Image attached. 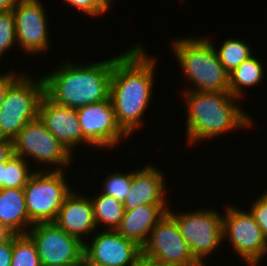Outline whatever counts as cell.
Here are the masks:
<instances>
[{
	"instance_id": "6da1fadb",
	"label": "cell",
	"mask_w": 267,
	"mask_h": 266,
	"mask_svg": "<svg viewBox=\"0 0 267 266\" xmlns=\"http://www.w3.org/2000/svg\"><path fill=\"white\" fill-rule=\"evenodd\" d=\"M114 56L110 99L121 129L130 137L143 125V115L153 97L156 58L146 53L143 43Z\"/></svg>"
},
{
	"instance_id": "30bf717a",
	"label": "cell",
	"mask_w": 267,
	"mask_h": 266,
	"mask_svg": "<svg viewBox=\"0 0 267 266\" xmlns=\"http://www.w3.org/2000/svg\"><path fill=\"white\" fill-rule=\"evenodd\" d=\"M142 257L159 266H201L168 213L151 230L142 246Z\"/></svg>"
},
{
	"instance_id": "2e32d148",
	"label": "cell",
	"mask_w": 267,
	"mask_h": 266,
	"mask_svg": "<svg viewBox=\"0 0 267 266\" xmlns=\"http://www.w3.org/2000/svg\"><path fill=\"white\" fill-rule=\"evenodd\" d=\"M166 178L161 169L152 164L132 171L131 186L123 202L124 210H134L144 205H168Z\"/></svg>"
},
{
	"instance_id": "83f0119b",
	"label": "cell",
	"mask_w": 267,
	"mask_h": 266,
	"mask_svg": "<svg viewBox=\"0 0 267 266\" xmlns=\"http://www.w3.org/2000/svg\"><path fill=\"white\" fill-rule=\"evenodd\" d=\"M249 206L248 210L267 238V192L265 191L260 197H257Z\"/></svg>"
},
{
	"instance_id": "f546056e",
	"label": "cell",
	"mask_w": 267,
	"mask_h": 266,
	"mask_svg": "<svg viewBox=\"0 0 267 266\" xmlns=\"http://www.w3.org/2000/svg\"><path fill=\"white\" fill-rule=\"evenodd\" d=\"M21 75V73L15 71H8V73H1L0 74V107L3 104L5 94L9 88V86Z\"/></svg>"
},
{
	"instance_id": "d590c367",
	"label": "cell",
	"mask_w": 267,
	"mask_h": 266,
	"mask_svg": "<svg viewBox=\"0 0 267 266\" xmlns=\"http://www.w3.org/2000/svg\"><path fill=\"white\" fill-rule=\"evenodd\" d=\"M103 1L110 7V6H113L111 3H114V1L116 0H103Z\"/></svg>"
},
{
	"instance_id": "8992f818",
	"label": "cell",
	"mask_w": 267,
	"mask_h": 266,
	"mask_svg": "<svg viewBox=\"0 0 267 266\" xmlns=\"http://www.w3.org/2000/svg\"><path fill=\"white\" fill-rule=\"evenodd\" d=\"M167 213L176 221L194 259L201 266H208L204 262L207 256L217 251L221 243L225 242L222 226L223 214L214 208L175 213L171 207Z\"/></svg>"
},
{
	"instance_id": "4316f807",
	"label": "cell",
	"mask_w": 267,
	"mask_h": 266,
	"mask_svg": "<svg viewBox=\"0 0 267 266\" xmlns=\"http://www.w3.org/2000/svg\"><path fill=\"white\" fill-rule=\"evenodd\" d=\"M63 2L93 18L104 15L111 8L103 0H63Z\"/></svg>"
},
{
	"instance_id": "4fadbf2b",
	"label": "cell",
	"mask_w": 267,
	"mask_h": 266,
	"mask_svg": "<svg viewBox=\"0 0 267 266\" xmlns=\"http://www.w3.org/2000/svg\"><path fill=\"white\" fill-rule=\"evenodd\" d=\"M77 116L83 136L93 148L114 149L129 137L117 123L110 98L77 108Z\"/></svg>"
},
{
	"instance_id": "8fae6325",
	"label": "cell",
	"mask_w": 267,
	"mask_h": 266,
	"mask_svg": "<svg viewBox=\"0 0 267 266\" xmlns=\"http://www.w3.org/2000/svg\"><path fill=\"white\" fill-rule=\"evenodd\" d=\"M27 234L35 242L41 266H80L84 243L54 222L33 224Z\"/></svg>"
},
{
	"instance_id": "7c38bea8",
	"label": "cell",
	"mask_w": 267,
	"mask_h": 266,
	"mask_svg": "<svg viewBox=\"0 0 267 266\" xmlns=\"http://www.w3.org/2000/svg\"><path fill=\"white\" fill-rule=\"evenodd\" d=\"M41 0H18L12 12L17 45L28 54H42L50 48L48 17Z\"/></svg>"
},
{
	"instance_id": "d6986e66",
	"label": "cell",
	"mask_w": 267,
	"mask_h": 266,
	"mask_svg": "<svg viewBox=\"0 0 267 266\" xmlns=\"http://www.w3.org/2000/svg\"><path fill=\"white\" fill-rule=\"evenodd\" d=\"M31 227L23 188L0 189V229L5 234H27Z\"/></svg>"
},
{
	"instance_id": "d4e9b609",
	"label": "cell",
	"mask_w": 267,
	"mask_h": 266,
	"mask_svg": "<svg viewBox=\"0 0 267 266\" xmlns=\"http://www.w3.org/2000/svg\"><path fill=\"white\" fill-rule=\"evenodd\" d=\"M125 173L118 170L109 173L103 181V190L100 192L106 195H110L120 202H124L126 199L130 186L132 171Z\"/></svg>"
},
{
	"instance_id": "9c48e42d",
	"label": "cell",
	"mask_w": 267,
	"mask_h": 266,
	"mask_svg": "<svg viewBox=\"0 0 267 266\" xmlns=\"http://www.w3.org/2000/svg\"><path fill=\"white\" fill-rule=\"evenodd\" d=\"M223 239L247 266H258L267 255V238L250 211L228 205L222 215Z\"/></svg>"
},
{
	"instance_id": "e575fe53",
	"label": "cell",
	"mask_w": 267,
	"mask_h": 266,
	"mask_svg": "<svg viewBox=\"0 0 267 266\" xmlns=\"http://www.w3.org/2000/svg\"><path fill=\"white\" fill-rule=\"evenodd\" d=\"M80 266H98V265L89 263V262H87V261L83 258L82 263H81Z\"/></svg>"
},
{
	"instance_id": "836d02e7",
	"label": "cell",
	"mask_w": 267,
	"mask_h": 266,
	"mask_svg": "<svg viewBox=\"0 0 267 266\" xmlns=\"http://www.w3.org/2000/svg\"><path fill=\"white\" fill-rule=\"evenodd\" d=\"M3 168H5V162H0V189H3Z\"/></svg>"
},
{
	"instance_id": "44dd1931",
	"label": "cell",
	"mask_w": 267,
	"mask_h": 266,
	"mask_svg": "<svg viewBox=\"0 0 267 266\" xmlns=\"http://www.w3.org/2000/svg\"><path fill=\"white\" fill-rule=\"evenodd\" d=\"M90 199L97 228L100 225L103 226L101 228L105 227V230H116L124 215L123 203L100 191L94 197L90 196Z\"/></svg>"
},
{
	"instance_id": "603a6c76",
	"label": "cell",
	"mask_w": 267,
	"mask_h": 266,
	"mask_svg": "<svg viewBox=\"0 0 267 266\" xmlns=\"http://www.w3.org/2000/svg\"><path fill=\"white\" fill-rule=\"evenodd\" d=\"M30 162L29 159H23L17 155L6 161L5 168H3V188H24L35 172Z\"/></svg>"
},
{
	"instance_id": "ffe728a7",
	"label": "cell",
	"mask_w": 267,
	"mask_h": 266,
	"mask_svg": "<svg viewBox=\"0 0 267 266\" xmlns=\"http://www.w3.org/2000/svg\"><path fill=\"white\" fill-rule=\"evenodd\" d=\"M263 68L257 57H249L229 73V92L238 99L243 98L245 88L262 83L265 74Z\"/></svg>"
},
{
	"instance_id": "3957f363",
	"label": "cell",
	"mask_w": 267,
	"mask_h": 266,
	"mask_svg": "<svg viewBox=\"0 0 267 266\" xmlns=\"http://www.w3.org/2000/svg\"><path fill=\"white\" fill-rule=\"evenodd\" d=\"M182 96L187 108L186 141L190 145L253 125L254 118L245 113L229 90L184 91Z\"/></svg>"
},
{
	"instance_id": "5bb4252c",
	"label": "cell",
	"mask_w": 267,
	"mask_h": 266,
	"mask_svg": "<svg viewBox=\"0 0 267 266\" xmlns=\"http://www.w3.org/2000/svg\"><path fill=\"white\" fill-rule=\"evenodd\" d=\"M90 238L91 242L86 240L84 243L83 253V258L89 263L98 266H133L142 258V247L116 230H99Z\"/></svg>"
},
{
	"instance_id": "9a60e30c",
	"label": "cell",
	"mask_w": 267,
	"mask_h": 266,
	"mask_svg": "<svg viewBox=\"0 0 267 266\" xmlns=\"http://www.w3.org/2000/svg\"><path fill=\"white\" fill-rule=\"evenodd\" d=\"M39 119L49 132L58 139L72 154L76 146H93L82 133L77 109L54 103L45 95L39 104ZM80 144V145H79Z\"/></svg>"
},
{
	"instance_id": "ac0fdd59",
	"label": "cell",
	"mask_w": 267,
	"mask_h": 266,
	"mask_svg": "<svg viewBox=\"0 0 267 266\" xmlns=\"http://www.w3.org/2000/svg\"><path fill=\"white\" fill-rule=\"evenodd\" d=\"M168 209L167 205H144L134 210L124 211L116 231L142 247L151 230L167 214Z\"/></svg>"
},
{
	"instance_id": "e0dca14e",
	"label": "cell",
	"mask_w": 267,
	"mask_h": 266,
	"mask_svg": "<svg viewBox=\"0 0 267 266\" xmlns=\"http://www.w3.org/2000/svg\"><path fill=\"white\" fill-rule=\"evenodd\" d=\"M54 223L67 234L85 243L86 237L90 239V235H93L91 233L98 230L90 196L72 189L65 197Z\"/></svg>"
},
{
	"instance_id": "8d00e7d4",
	"label": "cell",
	"mask_w": 267,
	"mask_h": 266,
	"mask_svg": "<svg viewBox=\"0 0 267 266\" xmlns=\"http://www.w3.org/2000/svg\"><path fill=\"white\" fill-rule=\"evenodd\" d=\"M5 233L0 229V238L3 237Z\"/></svg>"
},
{
	"instance_id": "52a82bcc",
	"label": "cell",
	"mask_w": 267,
	"mask_h": 266,
	"mask_svg": "<svg viewBox=\"0 0 267 266\" xmlns=\"http://www.w3.org/2000/svg\"><path fill=\"white\" fill-rule=\"evenodd\" d=\"M63 171H41L28 179L23 191L31 224L54 222L65 197L72 191Z\"/></svg>"
},
{
	"instance_id": "277c9868",
	"label": "cell",
	"mask_w": 267,
	"mask_h": 266,
	"mask_svg": "<svg viewBox=\"0 0 267 266\" xmlns=\"http://www.w3.org/2000/svg\"><path fill=\"white\" fill-rule=\"evenodd\" d=\"M212 41L206 36H187L173 40L171 49L178 65L180 64L178 68L181 69L183 79L194 85L192 88H184L183 91L229 90V73L219 61Z\"/></svg>"
},
{
	"instance_id": "484cf974",
	"label": "cell",
	"mask_w": 267,
	"mask_h": 266,
	"mask_svg": "<svg viewBox=\"0 0 267 266\" xmlns=\"http://www.w3.org/2000/svg\"><path fill=\"white\" fill-rule=\"evenodd\" d=\"M14 45H17V38L13 12H0V59Z\"/></svg>"
},
{
	"instance_id": "7402d4cb",
	"label": "cell",
	"mask_w": 267,
	"mask_h": 266,
	"mask_svg": "<svg viewBox=\"0 0 267 266\" xmlns=\"http://www.w3.org/2000/svg\"><path fill=\"white\" fill-rule=\"evenodd\" d=\"M251 50L250 44L240 38H228L219 48L215 46L219 61L228 73L251 57L253 55Z\"/></svg>"
},
{
	"instance_id": "d6a6232c",
	"label": "cell",
	"mask_w": 267,
	"mask_h": 266,
	"mask_svg": "<svg viewBox=\"0 0 267 266\" xmlns=\"http://www.w3.org/2000/svg\"><path fill=\"white\" fill-rule=\"evenodd\" d=\"M133 266H159L158 264L144 259L143 257L140 258Z\"/></svg>"
},
{
	"instance_id": "5b68a950",
	"label": "cell",
	"mask_w": 267,
	"mask_h": 266,
	"mask_svg": "<svg viewBox=\"0 0 267 266\" xmlns=\"http://www.w3.org/2000/svg\"><path fill=\"white\" fill-rule=\"evenodd\" d=\"M21 74L8 88L0 107V138L13 140L27 123L36 120L44 96L42 77Z\"/></svg>"
},
{
	"instance_id": "1f68e13d",
	"label": "cell",
	"mask_w": 267,
	"mask_h": 266,
	"mask_svg": "<svg viewBox=\"0 0 267 266\" xmlns=\"http://www.w3.org/2000/svg\"><path fill=\"white\" fill-rule=\"evenodd\" d=\"M18 0H0V12L12 11Z\"/></svg>"
},
{
	"instance_id": "ba28073f",
	"label": "cell",
	"mask_w": 267,
	"mask_h": 266,
	"mask_svg": "<svg viewBox=\"0 0 267 266\" xmlns=\"http://www.w3.org/2000/svg\"><path fill=\"white\" fill-rule=\"evenodd\" d=\"M12 141L14 155L31 157L37 168L39 163L42 165L41 171H63L74 161V154L49 132L39 117L27 123ZM47 165L55 168L44 169Z\"/></svg>"
},
{
	"instance_id": "f1b7e54d",
	"label": "cell",
	"mask_w": 267,
	"mask_h": 266,
	"mask_svg": "<svg viewBox=\"0 0 267 266\" xmlns=\"http://www.w3.org/2000/svg\"><path fill=\"white\" fill-rule=\"evenodd\" d=\"M13 234H5L0 238V266H11Z\"/></svg>"
},
{
	"instance_id": "4dcf8cb0",
	"label": "cell",
	"mask_w": 267,
	"mask_h": 266,
	"mask_svg": "<svg viewBox=\"0 0 267 266\" xmlns=\"http://www.w3.org/2000/svg\"><path fill=\"white\" fill-rule=\"evenodd\" d=\"M14 156L13 141L0 138V162H6Z\"/></svg>"
},
{
	"instance_id": "7a4b0ae2",
	"label": "cell",
	"mask_w": 267,
	"mask_h": 266,
	"mask_svg": "<svg viewBox=\"0 0 267 266\" xmlns=\"http://www.w3.org/2000/svg\"><path fill=\"white\" fill-rule=\"evenodd\" d=\"M43 75L44 95L56 104L80 108L110 98L114 57L91 63L62 60Z\"/></svg>"
},
{
	"instance_id": "cb8c5ba5",
	"label": "cell",
	"mask_w": 267,
	"mask_h": 266,
	"mask_svg": "<svg viewBox=\"0 0 267 266\" xmlns=\"http://www.w3.org/2000/svg\"><path fill=\"white\" fill-rule=\"evenodd\" d=\"M11 266H41L35 242L28 234H13Z\"/></svg>"
}]
</instances>
